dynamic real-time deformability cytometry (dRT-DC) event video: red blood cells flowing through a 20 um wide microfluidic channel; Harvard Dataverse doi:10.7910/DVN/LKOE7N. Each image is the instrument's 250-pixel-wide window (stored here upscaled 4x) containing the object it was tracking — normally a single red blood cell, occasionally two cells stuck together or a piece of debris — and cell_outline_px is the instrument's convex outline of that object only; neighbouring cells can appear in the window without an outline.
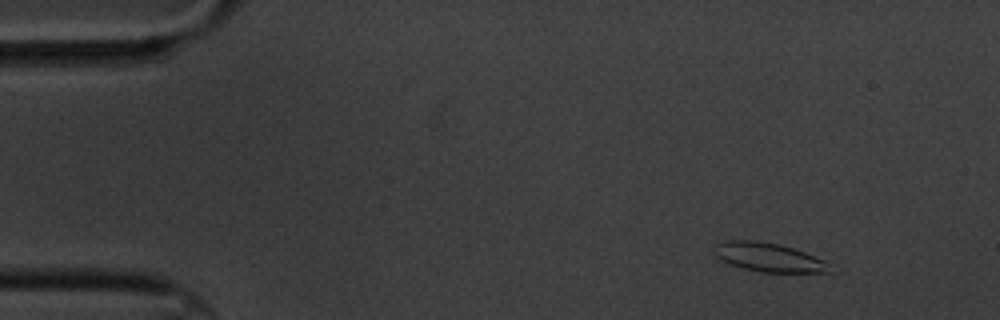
{"species": "common noctule bat (a hibernating species)", "species_latin": "Nyctalus noctula", "temperature_condition": "cold", "stored_images_in_passage": 6, "camera_frame_rate_fps": 3000, "um_per_image_px": 0.085, "animal": {"sex": "male", "body_mass_g": 20.1, "forearm_length_mm": 53.5}, "frame": {"image": 1, "passage_image": 2, "time_ms": 2.0, "image_size_px": [1000, 320], "cell_outline_px": [[832, 272], [760, 272], [728, 264], [720, 260], [712, 252], [712, 244], [724, 240], [756, 240], [780, 244], [804, 252], [824, 260]], "centroid_in_image_um": [65.21, 21.85], "position_along_channel_um": 19.8, "area_um2": 19.59}}
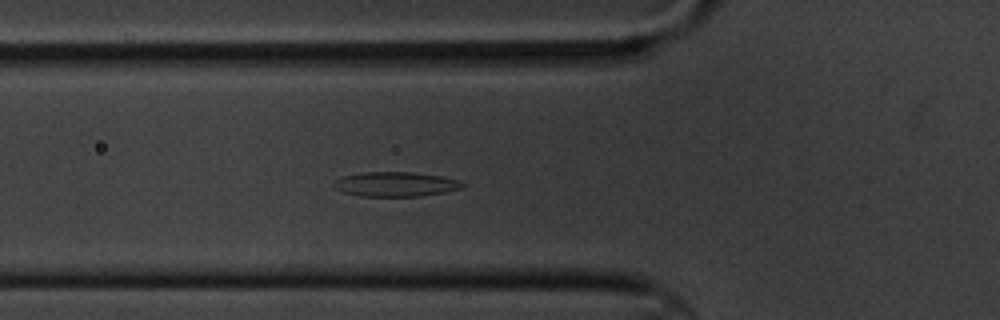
{"frame": {"image": 2, "passage_image": 6, "time_ms": 6.667, "image_size_px": [1000, 320], "cell_outline_px": [[468, 184], [464, 188], [444, 192], [420, 196], [360, 196], [344, 192], [336, 188], [332, 184], [340, 176], [360, 172], [412, 172], [440, 176], [456, 180]], "centroid_in_image_um": [33.62, 15.65], "position_along_channel_um": 92.2, "area_um2": 18.5}}